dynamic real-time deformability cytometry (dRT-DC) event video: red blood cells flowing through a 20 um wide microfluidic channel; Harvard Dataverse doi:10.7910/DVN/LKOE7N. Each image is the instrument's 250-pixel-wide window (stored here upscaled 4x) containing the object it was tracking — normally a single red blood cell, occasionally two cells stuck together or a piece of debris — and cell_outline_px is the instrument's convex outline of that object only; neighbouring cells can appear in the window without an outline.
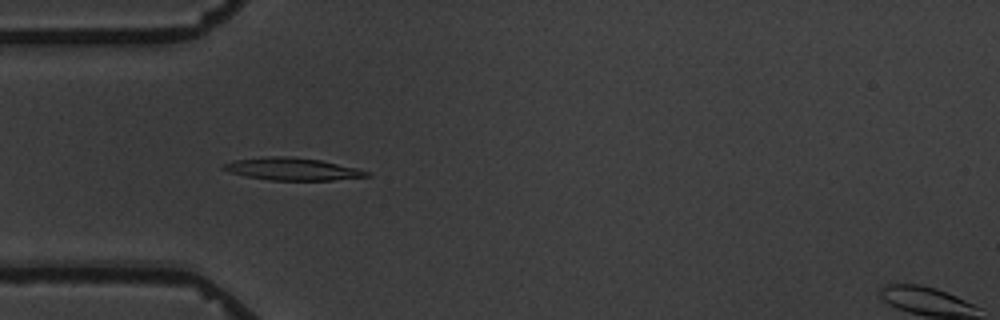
{"species": "common noctule bat (a hibernating species)", "species_latin": "Nyctalus noctula", "temperature_condition": "warm", "stored_images_in_passage": 5, "camera_frame_rate_fps": 3000, "um_per_image_px": 0.085, "animal": {"sex": "male", "body_mass_g": 19.5, "forearm_length_mm": 54.6}, "frame": {"image": 1, "passage_image": 4, "time_ms": 3.667, "image_size_px": [1000, 320], "cell_outline_px": [[372, 176], [332, 180], [272, 180], [244, 176], [220, 168], [224, 164], [232, 160], [264, 156], [288, 156], [320, 160], [356, 168], [372, 172]], "centroid_in_image_um": [24.85, 14.36], "position_along_channel_um": 60.1, "area_um2": 18.73}}
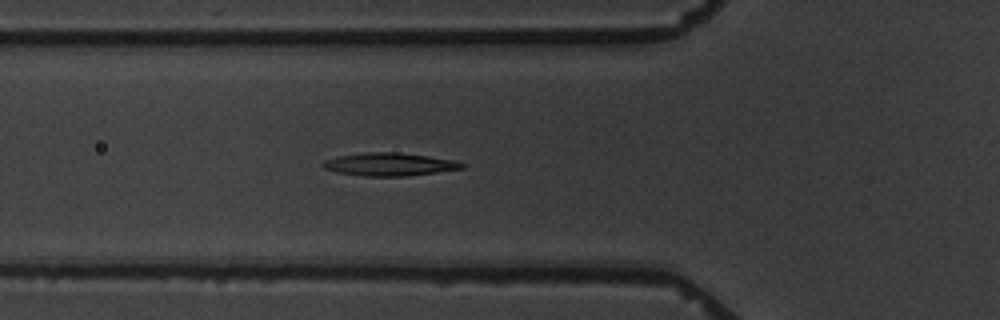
{"frame": {"image": 2, "passage_image": 5, "time_ms": 4.667, "image_size_px": [1000, 320], "cell_outline_px": [[468, 164], [464, 168], [408, 176], [364, 176], [336, 172], [324, 168], [320, 164], [324, 160], [336, 156], [364, 152], [400, 152], [428, 156], [452, 160]], "centroid_in_image_um": [33.07, 13.96], "position_along_channel_um": 92.7, "area_um2": 18.73}}